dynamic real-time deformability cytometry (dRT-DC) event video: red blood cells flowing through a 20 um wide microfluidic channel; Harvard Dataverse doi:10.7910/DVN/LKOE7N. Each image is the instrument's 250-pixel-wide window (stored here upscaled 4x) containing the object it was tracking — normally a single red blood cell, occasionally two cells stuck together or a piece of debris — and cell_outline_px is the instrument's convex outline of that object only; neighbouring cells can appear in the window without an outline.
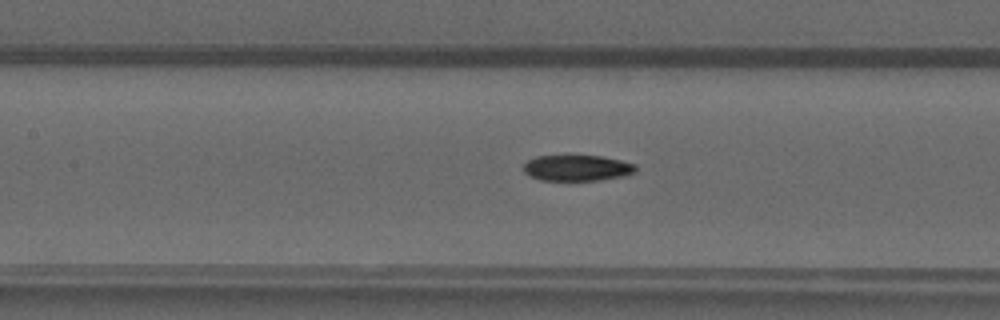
{"species": "common noctule bat (a hibernating species)", "species_latin": "Nyctalus noctula", "temperature_condition": "warm", "stored_images_in_passage": 41, "camera_frame_rate_fps": 3000, "um_per_image_px": 0.085, "animal": {"sex": "male", "forearm_length_mm": 52.5}, "frame": {"image": 1, "passage_image": 22, "time_ms": 7.0, "image_size_px": [1000, 320], "cell_outline_px": [[636, 172], [628, 176], [600, 180], [540, 180], [528, 176], [524, 172], [524, 164], [528, 160], [536, 156], [604, 156], [636, 164]], "centroid_in_image_um": [49.09, 14.28], "position_along_channel_um": 158.3, "area_um2": 17.11}}
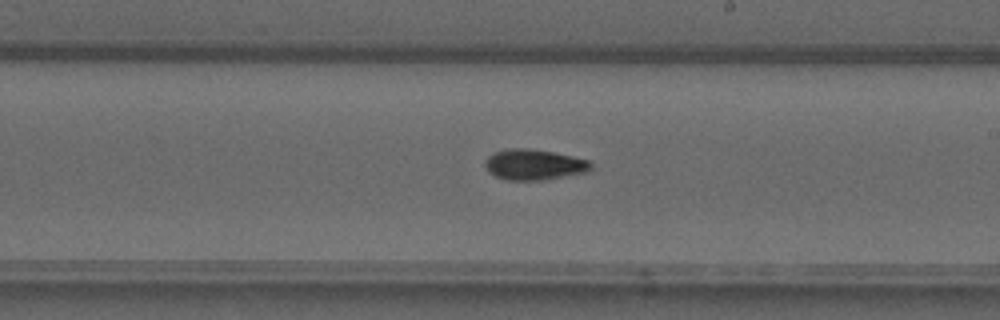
{"frame": {"image": 2, "passage_image": 28, "time_ms": 9.0, "image_size_px": [1000, 320], "cell_outline_px": [[592, 168], [588, 172], [544, 180], [504, 180], [488, 172], [484, 164], [484, 160], [492, 152], [508, 148], [528, 148], [552, 152], [592, 160]], "centroid_in_image_um": [45.39, 13.99], "position_along_channel_um": 243.6, "area_um2": 19.25}}
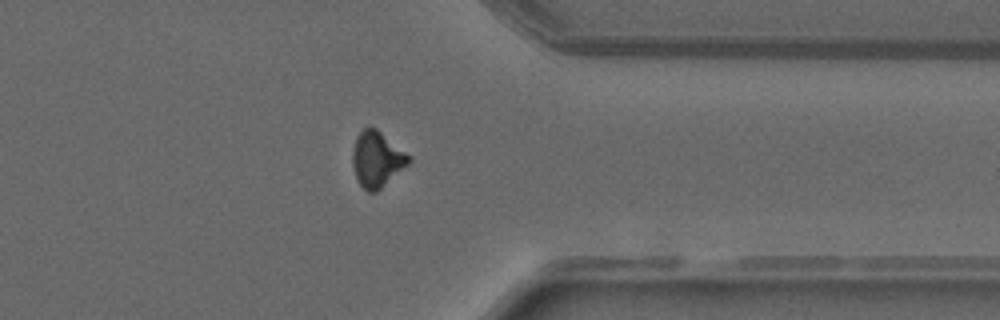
{"frame": {"image": 3, "passage_image": 38, "time_ms": 12.333, "image_size_px": [1000, 320], "cell_outline_px": [[412, 160], [408, 164], [376, 192], [368, 192], [360, 184], [356, 176], [352, 164], [352, 148], [356, 136], [368, 124], [376, 128], [412, 156]], "centroid_in_image_um": [32.03, 13.49], "position_along_channel_um": 379.4, "area_um2": 18.32}}